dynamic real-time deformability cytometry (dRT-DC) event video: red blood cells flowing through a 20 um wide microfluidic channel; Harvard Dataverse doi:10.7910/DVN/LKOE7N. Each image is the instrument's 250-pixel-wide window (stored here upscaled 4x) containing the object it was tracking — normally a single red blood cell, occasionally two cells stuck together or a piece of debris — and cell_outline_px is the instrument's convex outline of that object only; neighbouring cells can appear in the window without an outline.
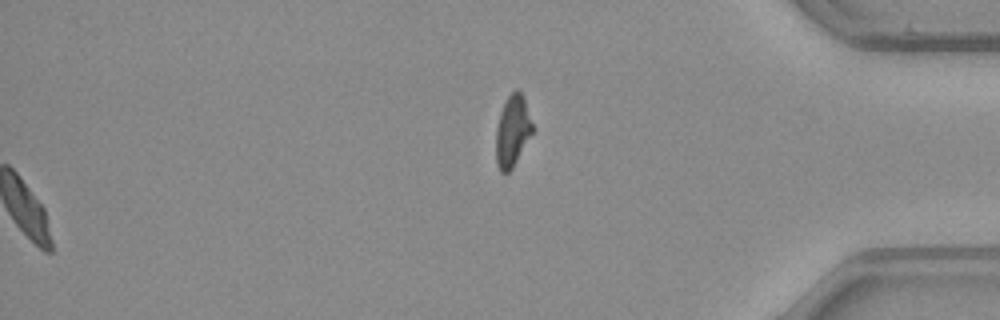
{"species": "common noctule bat (a hibernating species)", "species_latin": "Nyctalus noctula", "temperature_condition": "warm", "stored_images_in_passage": 50, "segment_of_instrument_passage": [2, 2], "camera_frame_rate_fps": 3000, "um_per_image_px": 0.085, "animal": {"sex": "male", "body_mass_g": 23.1, "forearm_length_mm": 52.7}, "frame": {"image": 1, "passage_image": 50, "time_ms": 16.333, "image_size_px": [1000, 320], "cell_outline_px": [[532, 132], [512, 168], [508, 172], [500, 172], [496, 164], [496, 128], [500, 112], [508, 96], [516, 88], [524, 96], [532, 124]], "centroid_in_image_um": [43.54, 11.12], "position_along_channel_um": 391.7, "area_um2": 14.91}}